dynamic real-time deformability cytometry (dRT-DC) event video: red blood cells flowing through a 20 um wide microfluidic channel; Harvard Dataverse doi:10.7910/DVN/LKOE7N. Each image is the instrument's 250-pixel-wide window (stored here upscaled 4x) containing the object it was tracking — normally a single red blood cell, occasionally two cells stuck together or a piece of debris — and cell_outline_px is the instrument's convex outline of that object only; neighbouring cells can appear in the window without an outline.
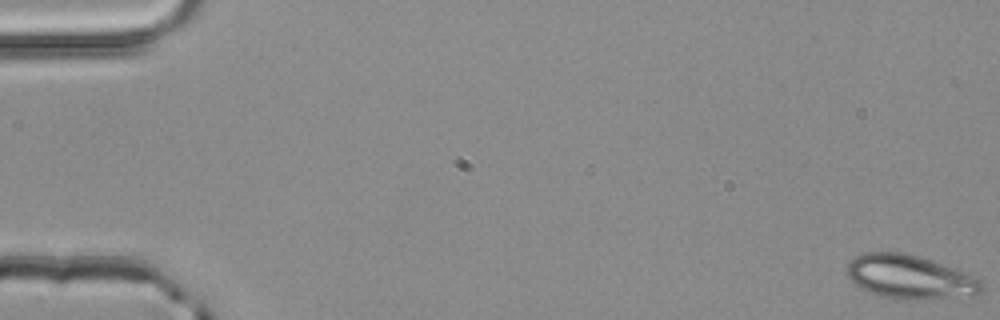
{"species": "common noctule bat (a hibernating species)", "species_latin": "Nyctalus noctula", "temperature_condition": "room temperature", "stored_images_in_passage": 52, "camera_frame_rate_fps": 3000, "um_per_image_px": 0.085, "animal": {"sex": "male", "body_mass_g": 20.4}, "frame": {"image": 1, "passage_image": 1, "time_ms": 0.0, "image_size_px": [1000, 320], "cell_outline_px": [[984, 284], [980, 292], [972, 296], [896, 300], [880, 296], [856, 284], [848, 276], [848, 264], [856, 256], [864, 252], [904, 252], [940, 264], [980, 280]], "centroid_in_image_um": [77.31, 23.55], "position_along_channel_um": 7.7, "area_um2": 33.47}}
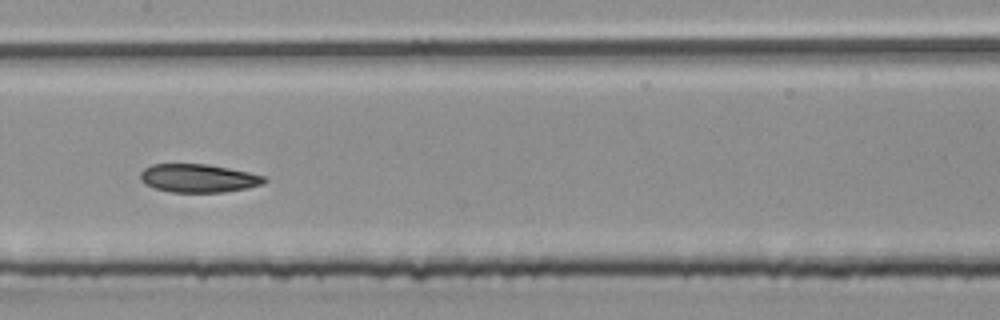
{"frame": {"image": 2, "passage_image": 27, "time_ms": 8.667, "image_size_px": [1000, 320], "cell_outline_px": [[268, 180], [264, 184], [248, 188], [224, 192], [172, 192], [156, 188], [144, 184], [140, 180], [140, 172], [144, 168], [152, 164], [208, 164], [248, 172], [264, 176]], "centroid_in_image_um": [16.86, 15.15], "position_along_channel_um": 190.5, "area_um2": 20.52}}
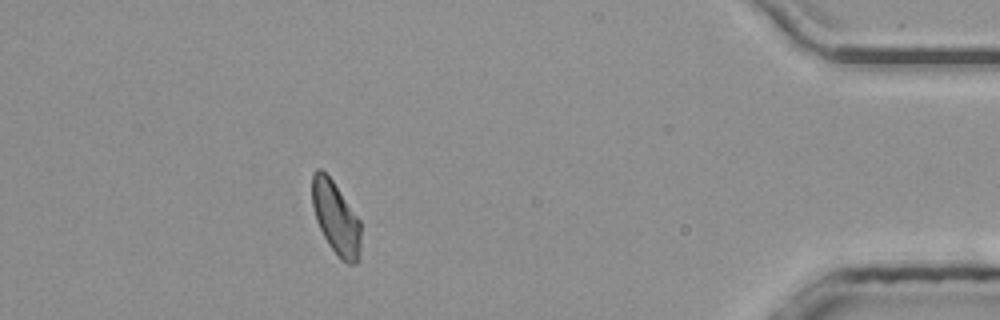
{"frame": {"image": 3, "passage_image": 47, "time_ms": 15.333, "image_size_px": [1000, 320], "cell_outline_px": [[360, 260], [356, 264], [348, 264], [340, 260], [328, 244], [316, 220], [312, 204], [312, 172], [316, 168], [320, 168], [332, 180], [360, 220]], "centroid_in_image_um": [28.55, 18.56], "position_along_channel_um": 406.7, "area_um2": 20.75}, "authors_computed_cell_mechanics": {"area_um2": 21.1548, "velocity_mm_per_s": 4.0393, "shape_relaxation_time_tau1_ms": 9.7186, "shape_relaxation_time_tau2_ms": 4.5584, "deformation_change_tau1": 0.1621, "deformation_change_tau2": 0.0877}}